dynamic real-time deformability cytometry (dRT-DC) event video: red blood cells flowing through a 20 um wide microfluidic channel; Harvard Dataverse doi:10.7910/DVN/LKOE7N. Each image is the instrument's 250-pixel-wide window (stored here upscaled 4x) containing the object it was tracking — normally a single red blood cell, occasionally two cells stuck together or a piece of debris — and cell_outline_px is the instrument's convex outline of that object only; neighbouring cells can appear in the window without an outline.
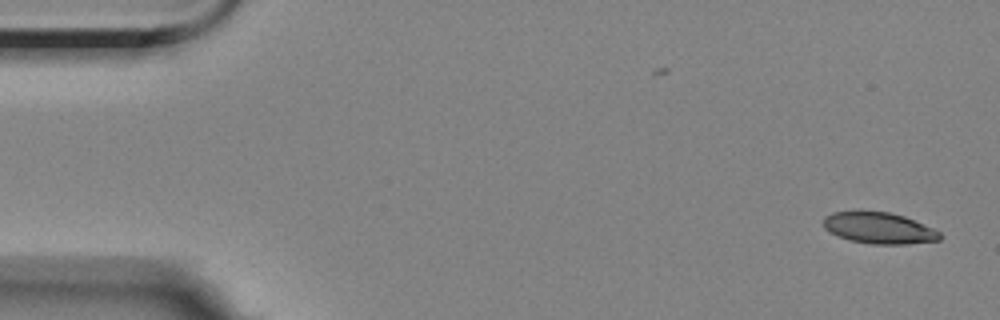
{"species": "Egyptian fruit bat (a non-hibernating species)", "species_latin": "Rousettus aegyptiacus", "temperature_condition": "room temperature", "stored_images_in_passage": 7, "camera_frame_rate_fps": 3000, "um_per_image_px": 0.085, "animal": {"sex": "female"}, "frame": {"image": 1, "passage_image": 1, "time_ms": 0.0, "image_size_px": [1000, 320], "cell_outline_px": [[944, 236], [940, 240], [908, 244], [872, 244], [848, 240], [828, 232], [824, 228], [824, 216], [832, 212], [860, 208], [888, 212], [904, 216], [932, 228], [940, 232]], "centroid_in_image_um": [74.66, 19.35], "position_along_channel_um": 10.3, "area_um2": 21.96}}